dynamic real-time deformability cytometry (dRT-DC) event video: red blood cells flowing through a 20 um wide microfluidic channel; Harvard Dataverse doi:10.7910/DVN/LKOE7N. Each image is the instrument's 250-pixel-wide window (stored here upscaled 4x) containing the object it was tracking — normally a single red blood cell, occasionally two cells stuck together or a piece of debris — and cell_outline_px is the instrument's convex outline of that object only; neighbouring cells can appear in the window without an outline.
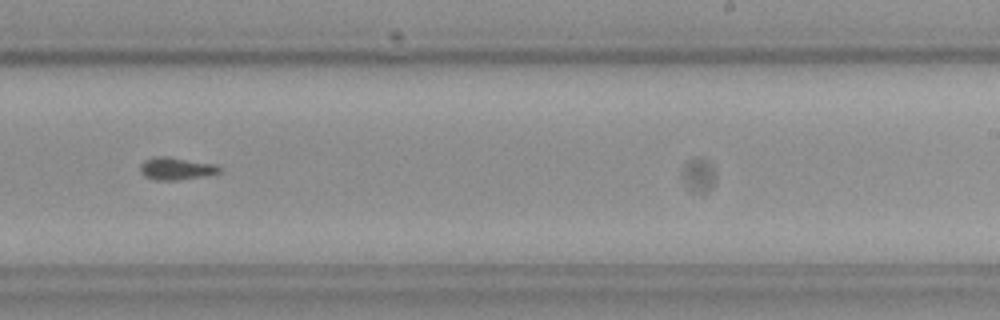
{"species": "Egyptian fruit bat (a non-hibernating species)", "species_latin": "Rousettus aegyptiacus", "temperature_condition": "cold", "stored_images_in_passage": 10, "camera_frame_rate_fps": 3000, "um_per_image_px": 0.085, "frame": {"image": 1, "passage_image": 7, "time_ms": 7.0, "image_size_px": [1000, 320], "cell_outline_px": [[220, 172], [200, 176], [176, 180], [156, 180], [144, 176], [140, 172], [140, 164], [144, 160], [156, 156], [168, 156], [216, 164], [220, 168]], "centroid_in_image_um": [14.92, 14.31], "position_along_channel_um": 274.1, "area_um2": 10.29}}